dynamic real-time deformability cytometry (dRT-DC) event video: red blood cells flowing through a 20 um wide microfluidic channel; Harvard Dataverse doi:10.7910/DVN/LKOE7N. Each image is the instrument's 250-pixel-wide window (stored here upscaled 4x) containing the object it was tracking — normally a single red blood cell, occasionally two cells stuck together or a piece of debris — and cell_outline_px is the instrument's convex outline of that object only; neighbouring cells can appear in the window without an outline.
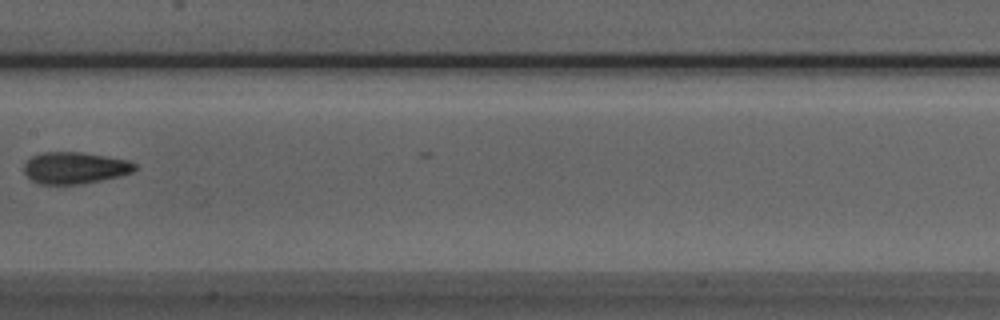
{"species": "Egyptian fruit bat (a non-hibernating species)", "species_latin": "Rousettus aegyptiacus", "temperature_condition": "room temperature", "stored_images_in_passage": 6, "camera_frame_rate_fps": 3000, "um_per_image_px": 0.085, "animal": {"sex": "male"}, "frame": {"image": 1, "passage_image": 5, "time_ms": 1.333, "image_size_px": [1000, 320], "cell_outline_px": [[136, 168], [132, 172], [120, 176], [80, 184], [40, 184], [32, 180], [24, 172], [24, 164], [32, 156], [44, 152], [80, 152], [128, 160], [136, 164]], "centroid_in_image_um": [6.36, 14.27], "position_along_channel_um": 201.0, "area_um2": 20.29}}
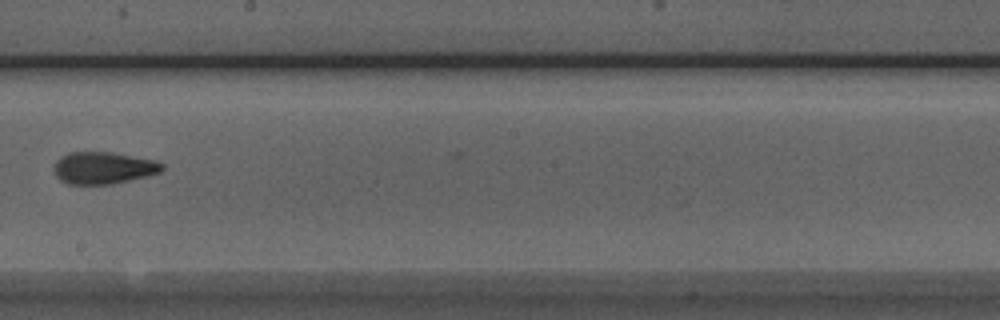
{"frame": {"image": 2, "passage_image": 6, "time_ms": 1.667, "image_size_px": [1000, 320], "cell_outline_px": [[164, 168], [160, 172], [148, 176], [112, 184], [68, 184], [60, 180], [56, 176], [52, 168], [56, 160], [60, 156], [68, 152], [112, 152], [156, 160], [164, 164]], "centroid_in_image_um": [8.77, 14.26], "position_along_channel_um": 239.4, "area_um2": 20.46}}